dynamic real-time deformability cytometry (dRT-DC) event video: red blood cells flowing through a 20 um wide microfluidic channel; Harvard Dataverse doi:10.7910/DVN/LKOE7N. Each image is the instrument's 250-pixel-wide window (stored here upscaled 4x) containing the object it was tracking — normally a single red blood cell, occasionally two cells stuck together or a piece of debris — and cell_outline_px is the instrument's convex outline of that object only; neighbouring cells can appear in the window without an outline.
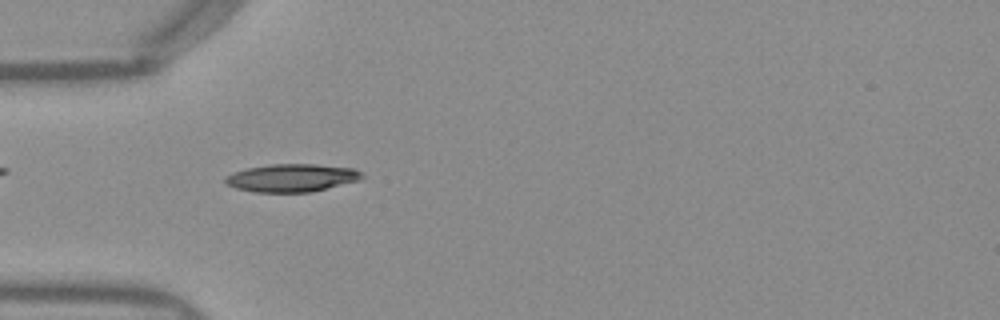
{"species": "Egyptian fruit bat (a non-hibernating species)", "species_latin": "Rousettus aegyptiacus", "temperature_condition": "warm", "stored_images_in_passage": 45, "camera_frame_rate_fps": 3000, "um_per_image_px": 0.085, "frame": {"image": 1, "passage_image": 10, "time_ms": 3.0, "image_size_px": [1000, 320], "cell_outline_px": [[364, 176], [360, 180], [308, 192], [252, 192], [236, 188], [228, 184], [224, 180], [224, 176], [248, 168], [272, 164], [312, 164], [356, 168]], "centroid_in_image_um": [24.8, 15.11], "position_along_channel_um": 60.2, "area_um2": 21.96}}
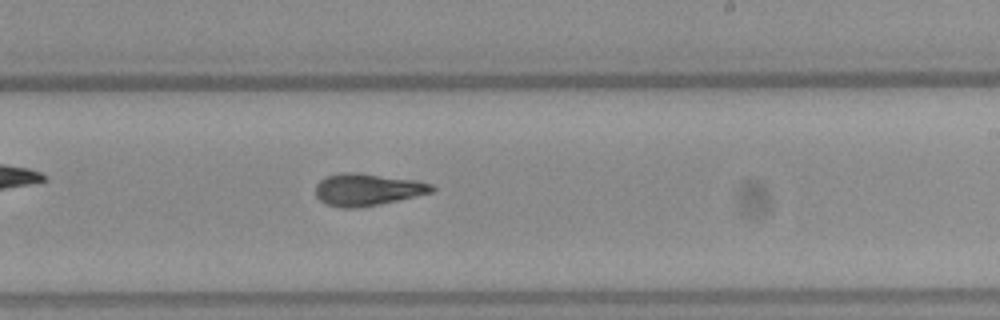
{"frame": {"image": 2, "passage_image": 25, "time_ms": 8.0, "image_size_px": [1000, 320], "cell_outline_px": [[436, 188], [432, 192], [416, 196], [380, 204], [360, 208], [340, 208], [324, 204], [316, 196], [316, 184], [320, 180], [328, 176], [344, 172], [356, 172], [416, 180], [432, 184]], "centroid_in_image_um": [31.21, 16.12], "position_along_channel_um": 257.8, "area_um2": 21.85}}
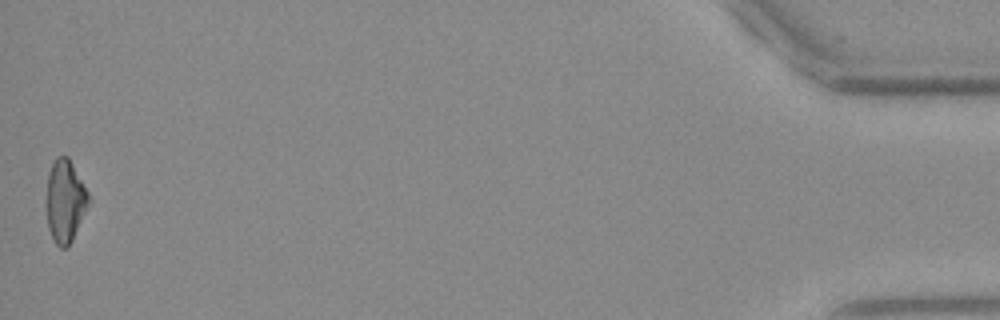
{"frame": {"image": 3, "passage_image": 45, "time_ms": 14.667, "image_size_px": [1000, 320], "cell_outline_px": [[88, 204], [72, 240], [68, 248], [60, 248], [56, 244], [48, 228], [44, 204], [48, 172], [56, 156], [68, 156], [88, 192]], "centroid_in_image_um": [5.47, 17.08], "position_along_channel_um": 429.7, "area_um2": 20.46}, "authors_computed_cell_mechanics": {"area_um2": 20.808, "velocity_mm_per_s": 3.9969, "shape_relaxation_time_tau1_ms": null, "shape_relaxation_time_tau2_ms": 2.5116, "deformation_change_tau1": null, "deformation_change_tau2": 0.0933}}